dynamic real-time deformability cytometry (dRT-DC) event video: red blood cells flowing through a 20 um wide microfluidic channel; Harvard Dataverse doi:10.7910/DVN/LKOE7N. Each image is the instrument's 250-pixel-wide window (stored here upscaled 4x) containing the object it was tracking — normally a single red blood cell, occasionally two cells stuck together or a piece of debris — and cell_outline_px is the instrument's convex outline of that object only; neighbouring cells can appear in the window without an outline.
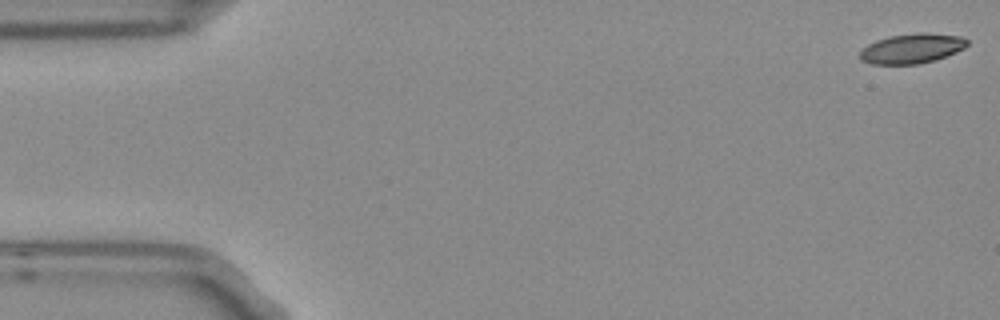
{"species": "Egyptian fruit bat (a non-hibernating species)", "species_latin": "Rousettus aegyptiacus", "temperature_condition": "room temperature", "stored_images_in_passage": 2, "camera_frame_rate_fps": 3000, "um_per_image_px": 0.085, "frame": {"image": 1, "passage_image": 2, "time_ms": 0.333, "image_size_px": [1000, 320], "cell_outline_px": [[968, 44], [964, 48], [956, 52], [936, 60], [916, 64], [872, 64], [860, 60], [860, 52], [868, 44], [876, 40], [888, 36], [920, 32], [924, 32], [960, 36], [968, 40]], "centroid_in_image_um": [77.51, 4.12], "position_along_channel_um": 7.5, "area_um2": 18.67}}